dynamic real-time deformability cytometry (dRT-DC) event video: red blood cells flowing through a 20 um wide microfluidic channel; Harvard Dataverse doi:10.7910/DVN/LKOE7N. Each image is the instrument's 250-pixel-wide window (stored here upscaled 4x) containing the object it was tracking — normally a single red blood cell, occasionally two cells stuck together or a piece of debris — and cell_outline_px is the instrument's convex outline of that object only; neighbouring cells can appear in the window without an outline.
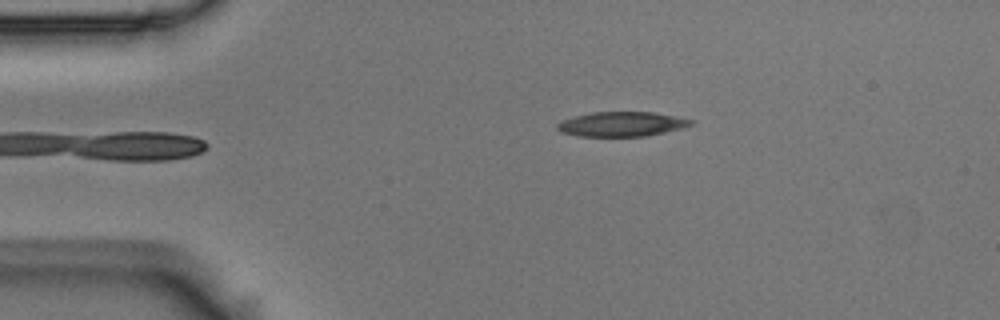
{"species": "Egyptian fruit bat (a non-hibernating species)", "species_latin": "Rousettus aegyptiacus", "temperature_condition": "room temperature", "stored_images_in_passage": 4, "camera_frame_rate_fps": 3000, "um_per_image_px": 0.085, "animal": {"sex": "male"}, "frame": {"image": 1, "passage_image": 4, "time_ms": 1.0, "image_size_px": [1000, 320], "cell_outline_px": [[696, 120], [692, 124], [680, 128], [664, 132], [644, 136], [580, 136], [560, 132], [556, 128], [556, 124], [560, 120], [572, 116], [592, 112], [652, 112], [676, 116]], "centroid_in_image_um": [52.79, 10.54], "position_along_channel_um": 32.2, "area_um2": 19.25}}